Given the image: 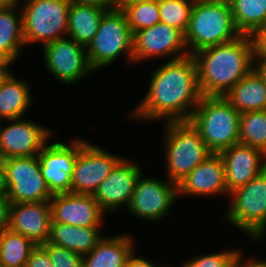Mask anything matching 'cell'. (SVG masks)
<instances>
[{
	"mask_svg": "<svg viewBox=\"0 0 266 267\" xmlns=\"http://www.w3.org/2000/svg\"><path fill=\"white\" fill-rule=\"evenodd\" d=\"M206 1H217V2H226V3L230 2V0H206Z\"/></svg>",
	"mask_w": 266,
	"mask_h": 267,
	"instance_id": "bcb514c9",
	"label": "cell"
},
{
	"mask_svg": "<svg viewBox=\"0 0 266 267\" xmlns=\"http://www.w3.org/2000/svg\"><path fill=\"white\" fill-rule=\"evenodd\" d=\"M257 45V38L241 35L231 42L194 53L201 95L224 96L248 75L255 68Z\"/></svg>",
	"mask_w": 266,
	"mask_h": 267,
	"instance_id": "7a4b0ae2",
	"label": "cell"
},
{
	"mask_svg": "<svg viewBox=\"0 0 266 267\" xmlns=\"http://www.w3.org/2000/svg\"><path fill=\"white\" fill-rule=\"evenodd\" d=\"M239 143L266 154V110L240 113Z\"/></svg>",
	"mask_w": 266,
	"mask_h": 267,
	"instance_id": "f1b7e54d",
	"label": "cell"
},
{
	"mask_svg": "<svg viewBox=\"0 0 266 267\" xmlns=\"http://www.w3.org/2000/svg\"><path fill=\"white\" fill-rule=\"evenodd\" d=\"M219 154L225 167L228 195L266 169V154L251 146L238 143Z\"/></svg>",
	"mask_w": 266,
	"mask_h": 267,
	"instance_id": "d6986e66",
	"label": "cell"
},
{
	"mask_svg": "<svg viewBox=\"0 0 266 267\" xmlns=\"http://www.w3.org/2000/svg\"><path fill=\"white\" fill-rule=\"evenodd\" d=\"M189 121L212 153L239 143L240 113L223 96H202Z\"/></svg>",
	"mask_w": 266,
	"mask_h": 267,
	"instance_id": "277c9868",
	"label": "cell"
},
{
	"mask_svg": "<svg viewBox=\"0 0 266 267\" xmlns=\"http://www.w3.org/2000/svg\"><path fill=\"white\" fill-rule=\"evenodd\" d=\"M143 1H148V0H118V9H122L124 6L129 4H134Z\"/></svg>",
	"mask_w": 266,
	"mask_h": 267,
	"instance_id": "7bdbcfd3",
	"label": "cell"
},
{
	"mask_svg": "<svg viewBox=\"0 0 266 267\" xmlns=\"http://www.w3.org/2000/svg\"><path fill=\"white\" fill-rule=\"evenodd\" d=\"M8 190L9 187L7 182V175L2 164L0 163V198L7 197Z\"/></svg>",
	"mask_w": 266,
	"mask_h": 267,
	"instance_id": "f35d334b",
	"label": "cell"
},
{
	"mask_svg": "<svg viewBox=\"0 0 266 267\" xmlns=\"http://www.w3.org/2000/svg\"><path fill=\"white\" fill-rule=\"evenodd\" d=\"M11 204L7 197L0 198V233L9 229Z\"/></svg>",
	"mask_w": 266,
	"mask_h": 267,
	"instance_id": "d590c367",
	"label": "cell"
},
{
	"mask_svg": "<svg viewBox=\"0 0 266 267\" xmlns=\"http://www.w3.org/2000/svg\"><path fill=\"white\" fill-rule=\"evenodd\" d=\"M142 101L128 117L143 121H189L202 97L192 55L166 61L150 75Z\"/></svg>",
	"mask_w": 266,
	"mask_h": 267,
	"instance_id": "6da1fadb",
	"label": "cell"
},
{
	"mask_svg": "<svg viewBox=\"0 0 266 267\" xmlns=\"http://www.w3.org/2000/svg\"><path fill=\"white\" fill-rule=\"evenodd\" d=\"M194 0H160L158 7L160 22L179 29L185 34L190 20Z\"/></svg>",
	"mask_w": 266,
	"mask_h": 267,
	"instance_id": "4dcf8cb0",
	"label": "cell"
},
{
	"mask_svg": "<svg viewBox=\"0 0 266 267\" xmlns=\"http://www.w3.org/2000/svg\"><path fill=\"white\" fill-rule=\"evenodd\" d=\"M121 10L126 16L132 34L160 22V12L156 0L129 4Z\"/></svg>",
	"mask_w": 266,
	"mask_h": 267,
	"instance_id": "f546056e",
	"label": "cell"
},
{
	"mask_svg": "<svg viewBox=\"0 0 266 267\" xmlns=\"http://www.w3.org/2000/svg\"><path fill=\"white\" fill-rule=\"evenodd\" d=\"M82 146L80 137L71 139L68 144L47 142L38 154L42 176L52 195L71 192L76 157Z\"/></svg>",
	"mask_w": 266,
	"mask_h": 267,
	"instance_id": "4fadbf2b",
	"label": "cell"
},
{
	"mask_svg": "<svg viewBox=\"0 0 266 267\" xmlns=\"http://www.w3.org/2000/svg\"><path fill=\"white\" fill-rule=\"evenodd\" d=\"M229 5L238 32L258 38L266 28V0H230Z\"/></svg>",
	"mask_w": 266,
	"mask_h": 267,
	"instance_id": "4316f807",
	"label": "cell"
},
{
	"mask_svg": "<svg viewBox=\"0 0 266 267\" xmlns=\"http://www.w3.org/2000/svg\"><path fill=\"white\" fill-rule=\"evenodd\" d=\"M41 246L47 251L54 267H84L82 255L48 242Z\"/></svg>",
	"mask_w": 266,
	"mask_h": 267,
	"instance_id": "d6a6232c",
	"label": "cell"
},
{
	"mask_svg": "<svg viewBox=\"0 0 266 267\" xmlns=\"http://www.w3.org/2000/svg\"><path fill=\"white\" fill-rule=\"evenodd\" d=\"M178 197L229 196L225 167L219 153H212L177 184ZM227 194V195H226Z\"/></svg>",
	"mask_w": 266,
	"mask_h": 267,
	"instance_id": "ac0fdd59",
	"label": "cell"
},
{
	"mask_svg": "<svg viewBox=\"0 0 266 267\" xmlns=\"http://www.w3.org/2000/svg\"><path fill=\"white\" fill-rule=\"evenodd\" d=\"M101 227H78L51 222L48 243L64 247L79 255L88 254L105 235Z\"/></svg>",
	"mask_w": 266,
	"mask_h": 267,
	"instance_id": "cb8c5ba5",
	"label": "cell"
},
{
	"mask_svg": "<svg viewBox=\"0 0 266 267\" xmlns=\"http://www.w3.org/2000/svg\"><path fill=\"white\" fill-rule=\"evenodd\" d=\"M244 255L245 254L242 252L229 267H248V257L246 258ZM243 257L245 258L243 259Z\"/></svg>",
	"mask_w": 266,
	"mask_h": 267,
	"instance_id": "60d3db41",
	"label": "cell"
},
{
	"mask_svg": "<svg viewBox=\"0 0 266 267\" xmlns=\"http://www.w3.org/2000/svg\"><path fill=\"white\" fill-rule=\"evenodd\" d=\"M25 47L22 12L18 3L0 10V60L14 64Z\"/></svg>",
	"mask_w": 266,
	"mask_h": 267,
	"instance_id": "d4e9b609",
	"label": "cell"
},
{
	"mask_svg": "<svg viewBox=\"0 0 266 267\" xmlns=\"http://www.w3.org/2000/svg\"><path fill=\"white\" fill-rule=\"evenodd\" d=\"M241 34L235 27L229 3L194 0L184 34L189 55L208 47L225 44Z\"/></svg>",
	"mask_w": 266,
	"mask_h": 267,
	"instance_id": "3957f363",
	"label": "cell"
},
{
	"mask_svg": "<svg viewBox=\"0 0 266 267\" xmlns=\"http://www.w3.org/2000/svg\"><path fill=\"white\" fill-rule=\"evenodd\" d=\"M13 4L14 2L12 0H0V10L5 9Z\"/></svg>",
	"mask_w": 266,
	"mask_h": 267,
	"instance_id": "f6af8a7d",
	"label": "cell"
},
{
	"mask_svg": "<svg viewBox=\"0 0 266 267\" xmlns=\"http://www.w3.org/2000/svg\"><path fill=\"white\" fill-rule=\"evenodd\" d=\"M242 253V249H229L222 252L204 253L199 256L186 259L180 267H229ZM178 266V267H179Z\"/></svg>",
	"mask_w": 266,
	"mask_h": 267,
	"instance_id": "1f68e13d",
	"label": "cell"
},
{
	"mask_svg": "<svg viewBox=\"0 0 266 267\" xmlns=\"http://www.w3.org/2000/svg\"><path fill=\"white\" fill-rule=\"evenodd\" d=\"M71 2L97 6L104 10L118 9V0H71Z\"/></svg>",
	"mask_w": 266,
	"mask_h": 267,
	"instance_id": "74e56055",
	"label": "cell"
},
{
	"mask_svg": "<svg viewBox=\"0 0 266 267\" xmlns=\"http://www.w3.org/2000/svg\"><path fill=\"white\" fill-rule=\"evenodd\" d=\"M188 55L184 34L165 23L159 22L133 34V64L137 66L142 61L159 58L171 61Z\"/></svg>",
	"mask_w": 266,
	"mask_h": 267,
	"instance_id": "7c38bea8",
	"label": "cell"
},
{
	"mask_svg": "<svg viewBox=\"0 0 266 267\" xmlns=\"http://www.w3.org/2000/svg\"><path fill=\"white\" fill-rule=\"evenodd\" d=\"M258 45L263 48H266V28L257 38Z\"/></svg>",
	"mask_w": 266,
	"mask_h": 267,
	"instance_id": "ee69618b",
	"label": "cell"
},
{
	"mask_svg": "<svg viewBox=\"0 0 266 267\" xmlns=\"http://www.w3.org/2000/svg\"><path fill=\"white\" fill-rule=\"evenodd\" d=\"M138 165L123 156L92 194L106 214H114L122 206L127 209L136 183L143 173Z\"/></svg>",
	"mask_w": 266,
	"mask_h": 267,
	"instance_id": "2e32d148",
	"label": "cell"
},
{
	"mask_svg": "<svg viewBox=\"0 0 266 267\" xmlns=\"http://www.w3.org/2000/svg\"><path fill=\"white\" fill-rule=\"evenodd\" d=\"M0 163L7 175V198L12 204L50 201L53 195L42 176L38 155L13 157Z\"/></svg>",
	"mask_w": 266,
	"mask_h": 267,
	"instance_id": "8fae6325",
	"label": "cell"
},
{
	"mask_svg": "<svg viewBox=\"0 0 266 267\" xmlns=\"http://www.w3.org/2000/svg\"><path fill=\"white\" fill-rule=\"evenodd\" d=\"M122 157L83 138L72 175L71 193L92 195Z\"/></svg>",
	"mask_w": 266,
	"mask_h": 267,
	"instance_id": "5bb4252c",
	"label": "cell"
},
{
	"mask_svg": "<svg viewBox=\"0 0 266 267\" xmlns=\"http://www.w3.org/2000/svg\"><path fill=\"white\" fill-rule=\"evenodd\" d=\"M223 97L239 113L266 110V81L254 68Z\"/></svg>",
	"mask_w": 266,
	"mask_h": 267,
	"instance_id": "603a6c76",
	"label": "cell"
},
{
	"mask_svg": "<svg viewBox=\"0 0 266 267\" xmlns=\"http://www.w3.org/2000/svg\"><path fill=\"white\" fill-rule=\"evenodd\" d=\"M18 4L22 12L25 47L38 42L43 47L67 37L71 0H23Z\"/></svg>",
	"mask_w": 266,
	"mask_h": 267,
	"instance_id": "ba28073f",
	"label": "cell"
},
{
	"mask_svg": "<svg viewBox=\"0 0 266 267\" xmlns=\"http://www.w3.org/2000/svg\"><path fill=\"white\" fill-rule=\"evenodd\" d=\"M14 3H20L21 0H12ZM23 1V0H22Z\"/></svg>",
	"mask_w": 266,
	"mask_h": 267,
	"instance_id": "7dc6e473",
	"label": "cell"
},
{
	"mask_svg": "<svg viewBox=\"0 0 266 267\" xmlns=\"http://www.w3.org/2000/svg\"><path fill=\"white\" fill-rule=\"evenodd\" d=\"M248 267H266V259L257 260L255 256L248 257Z\"/></svg>",
	"mask_w": 266,
	"mask_h": 267,
	"instance_id": "b9f144b4",
	"label": "cell"
},
{
	"mask_svg": "<svg viewBox=\"0 0 266 267\" xmlns=\"http://www.w3.org/2000/svg\"><path fill=\"white\" fill-rule=\"evenodd\" d=\"M25 267H54V266L51 263L47 251L41 245H37L29 255Z\"/></svg>",
	"mask_w": 266,
	"mask_h": 267,
	"instance_id": "836d02e7",
	"label": "cell"
},
{
	"mask_svg": "<svg viewBox=\"0 0 266 267\" xmlns=\"http://www.w3.org/2000/svg\"><path fill=\"white\" fill-rule=\"evenodd\" d=\"M29 85L12 70L7 74L0 84V121L26 117L34 98Z\"/></svg>",
	"mask_w": 266,
	"mask_h": 267,
	"instance_id": "7402d4cb",
	"label": "cell"
},
{
	"mask_svg": "<svg viewBox=\"0 0 266 267\" xmlns=\"http://www.w3.org/2000/svg\"><path fill=\"white\" fill-rule=\"evenodd\" d=\"M164 123V133L161 136L165 148V174L168 180L178 184L212 152L190 121Z\"/></svg>",
	"mask_w": 266,
	"mask_h": 267,
	"instance_id": "5b68a950",
	"label": "cell"
},
{
	"mask_svg": "<svg viewBox=\"0 0 266 267\" xmlns=\"http://www.w3.org/2000/svg\"><path fill=\"white\" fill-rule=\"evenodd\" d=\"M136 250L129 256L128 261L125 267H168L159 263L154 262L153 260H148L149 258L143 256H136ZM147 258V259H146Z\"/></svg>",
	"mask_w": 266,
	"mask_h": 267,
	"instance_id": "e575fe53",
	"label": "cell"
},
{
	"mask_svg": "<svg viewBox=\"0 0 266 267\" xmlns=\"http://www.w3.org/2000/svg\"><path fill=\"white\" fill-rule=\"evenodd\" d=\"M51 222L50 201L11 204L9 229L29 238L36 245L48 241Z\"/></svg>",
	"mask_w": 266,
	"mask_h": 267,
	"instance_id": "ffe728a7",
	"label": "cell"
},
{
	"mask_svg": "<svg viewBox=\"0 0 266 267\" xmlns=\"http://www.w3.org/2000/svg\"><path fill=\"white\" fill-rule=\"evenodd\" d=\"M86 50L89 64L96 72L114 65L123 55L129 65L133 64V34L121 9L104 13L99 29Z\"/></svg>",
	"mask_w": 266,
	"mask_h": 267,
	"instance_id": "52a82bcc",
	"label": "cell"
},
{
	"mask_svg": "<svg viewBox=\"0 0 266 267\" xmlns=\"http://www.w3.org/2000/svg\"><path fill=\"white\" fill-rule=\"evenodd\" d=\"M10 66H13L12 64L0 60V84L3 81V79L7 76V74L12 70Z\"/></svg>",
	"mask_w": 266,
	"mask_h": 267,
	"instance_id": "ab89813d",
	"label": "cell"
},
{
	"mask_svg": "<svg viewBox=\"0 0 266 267\" xmlns=\"http://www.w3.org/2000/svg\"><path fill=\"white\" fill-rule=\"evenodd\" d=\"M255 69L266 81V48L257 45L255 52Z\"/></svg>",
	"mask_w": 266,
	"mask_h": 267,
	"instance_id": "8d00e7d4",
	"label": "cell"
},
{
	"mask_svg": "<svg viewBox=\"0 0 266 267\" xmlns=\"http://www.w3.org/2000/svg\"><path fill=\"white\" fill-rule=\"evenodd\" d=\"M37 245L10 229L0 233V266L25 267L29 255Z\"/></svg>",
	"mask_w": 266,
	"mask_h": 267,
	"instance_id": "83f0119b",
	"label": "cell"
},
{
	"mask_svg": "<svg viewBox=\"0 0 266 267\" xmlns=\"http://www.w3.org/2000/svg\"><path fill=\"white\" fill-rule=\"evenodd\" d=\"M52 222L80 227H102L105 212L91 194L62 193L50 199Z\"/></svg>",
	"mask_w": 266,
	"mask_h": 267,
	"instance_id": "e0dca14e",
	"label": "cell"
},
{
	"mask_svg": "<svg viewBox=\"0 0 266 267\" xmlns=\"http://www.w3.org/2000/svg\"><path fill=\"white\" fill-rule=\"evenodd\" d=\"M25 118L0 121V160L36 156L52 137L51 128Z\"/></svg>",
	"mask_w": 266,
	"mask_h": 267,
	"instance_id": "9a60e30c",
	"label": "cell"
},
{
	"mask_svg": "<svg viewBox=\"0 0 266 267\" xmlns=\"http://www.w3.org/2000/svg\"><path fill=\"white\" fill-rule=\"evenodd\" d=\"M42 57L46 71L66 86H74L95 72L89 64L86 47L69 37L45 44Z\"/></svg>",
	"mask_w": 266,
	"mask_h": 267,
	"instance_id": "30bf717a",
	"label": "cell"
},
{
	"mask_svg": "<svg viewBox=\"0 0 266 267\" xmlns=\"http://www.w3.org/2000/svg\"><path fill=\"white\" fill-rule=\"evenodd\" d=\"M140 175L127 211L143 222H159L168 216L178 201L177 183L165 178ZM166 180V181H165Z\"/></svg>",
	"mask_w": 266,
	"mask_h": 267,
	"instance_id": "9c48e42d",
	"label": "cell"
},
{
	"mask_svg": "<svg viewBox=\"0 0 266 267\" xmlns=\"http://www.w3.org/2000/svg\"><path fill=\"white\" fill-rule=\"evenodd\" d=\"M129 233H123L103 239L83 256L84 267H125L129 256L137 248Z\"/></svg>",
	"mask_w": 266,
	"mask_h": 267,
	"instance_id": "44dd1931",
	"label": "cell"
},
{
	"mask_svg": "<svg viewBox=\"0 0 266 267\" xmlns=\"http://www.w3.org/2000/svg\"><path fill=\"white\" fill-rule=\"evenodd\" d=\"M224 219L248 235L253 242L266 236V169L246 185L229 193Z\"/></svg>",
	"mask_w": 266,
	"mask_h": 267,
	"instance_id": "8992f818",
	"label": "cell"
},
{
	"mask_svg": "<svg viewBox=\"0 0 266 267\" xmlns=\"http://www.w3.org/2000/svg\"><path fill=\"white\" fill-rule=\"evenodd\" d=\"M106 11L97 6L71 2L68 11L67 37L87 48L96 35Z\"/></svg>",
	"mask_w": 266,
	"mask_h": 267,
	"instance_id": "484cf974",
	"label": "cell"
}]
</instances>
